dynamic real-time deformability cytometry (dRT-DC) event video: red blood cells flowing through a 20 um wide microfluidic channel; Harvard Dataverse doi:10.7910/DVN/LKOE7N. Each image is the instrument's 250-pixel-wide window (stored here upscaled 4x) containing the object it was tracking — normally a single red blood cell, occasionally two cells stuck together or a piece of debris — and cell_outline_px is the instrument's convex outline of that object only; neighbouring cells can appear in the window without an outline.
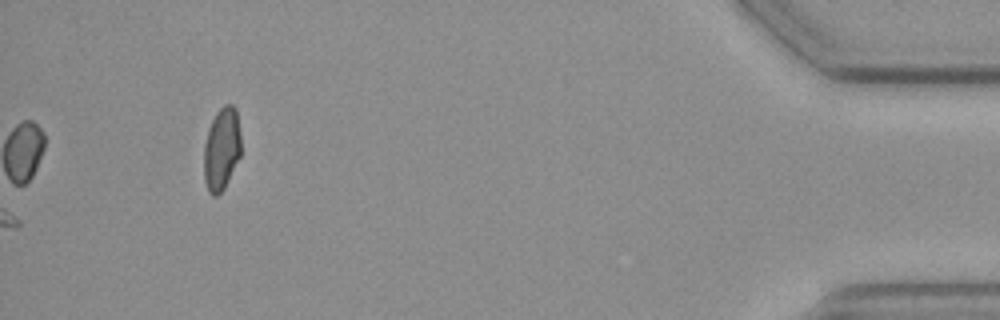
{"species": "common noctule bat (a hibernating species)", "species_latin": "Nyctalus noctula", "temperature_condition": "cold", "stored_images_in_passage": 45, "camera_frame_rate_fps": 3000, "um_per_image_px": 0.085, "animal": {"sex": "female", "body_mass_g": 19.3, "forearm_length_mm": 54.1}, "frame": {"image": 1, "passage_image": 45, "time_ms": 14.667, "image_size_px": [1000, 320], "cell_outline_px": [[240, 156], [224, 188], [216, 196], [212, 196], [208, 192], [204, 180], [204, 144], [208, 128], [216, 112], [224, 104], [232, 104], [236, 108], [240, 136]], "centroid_in_image_um": [18.82, 12.65], "position_along_channel_um": 416.4, "area_um2": 17.92}}